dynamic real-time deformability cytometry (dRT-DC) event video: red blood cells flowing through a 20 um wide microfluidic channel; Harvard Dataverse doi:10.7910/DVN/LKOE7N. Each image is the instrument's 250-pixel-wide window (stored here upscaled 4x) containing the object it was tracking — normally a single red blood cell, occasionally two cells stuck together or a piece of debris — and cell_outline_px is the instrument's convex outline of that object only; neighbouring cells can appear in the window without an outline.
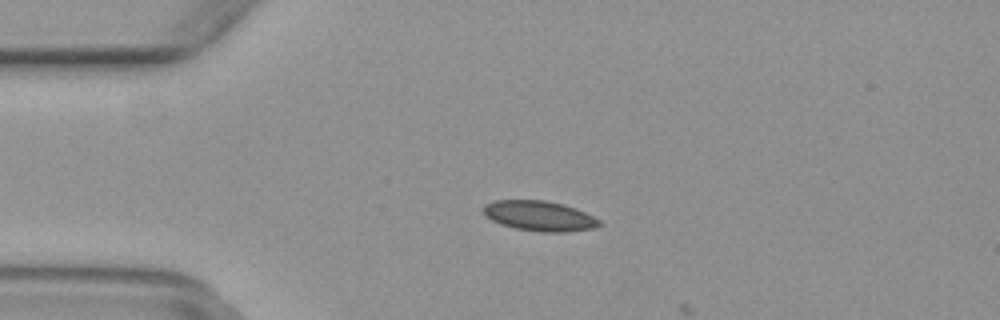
{"species": "common noctule bat (a hibernating species)", "species_latin": "Nyctalus noctula", "temperature_condition": "warm", "stored_images_in_passage": 12, "camera_frame_rate_fps": 3000, "um_per_image_px": 0.085, "animal": {"sex": "female", "body_mass_g": 29.2, "forearm_length_mm": 56.3}, "frame": {"image": 1, "passage_image": 11, "time_ms": 3.333, "image_size_px": [1000, 320], "cell_outline_px": [[604, 224], [596, 228], [568, 232], [540, 232], [516, 228], [500, 224], [484, 216], [484, 204], [496, 200], [544, 200], [564, 204], [576, 208], [600, 220]], "centroid_in_image_um": [45.88, 18.36], "position_along_channel_um": 39.1, "area_um2": 20.52}}